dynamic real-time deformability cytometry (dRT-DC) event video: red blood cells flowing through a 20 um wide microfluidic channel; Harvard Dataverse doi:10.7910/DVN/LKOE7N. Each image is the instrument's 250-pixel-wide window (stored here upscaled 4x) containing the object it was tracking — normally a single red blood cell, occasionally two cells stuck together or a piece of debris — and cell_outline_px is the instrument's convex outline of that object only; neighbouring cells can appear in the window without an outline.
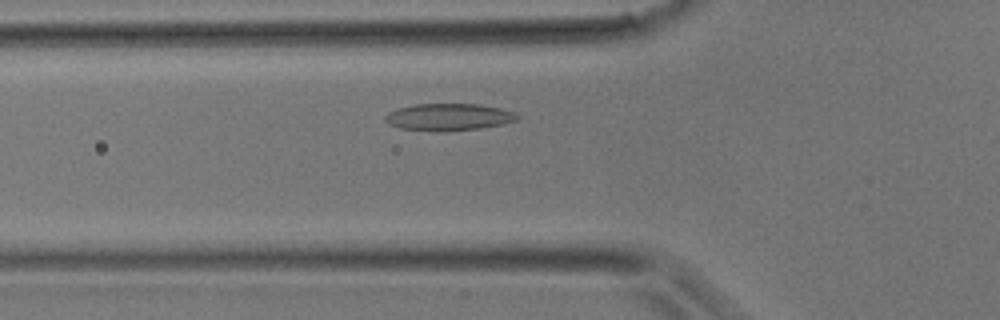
{"species": "common noctule bat (a hibernating species)", "species_latin": "Nyctalus noctula", "temperature_condition": "room temperature", "stored_images_in_passage": 33, "camera_frame_rate_fps": 3000, "um_per_image_px": 0.085, "animal": {"sex": "male", "body_mass_g": 17.9}, "frame": {"image": 1, "passage_image": 7, "time_ms": 2.0, "image_size_px": [1000, 320], "cell_outline_px": [[520, 116], [516, 120], [500, 124], [480, 128], [400, 128], [388, 124], [384, 120], [384, 116], [388, 112], [400, 108], [416, 104], [480, 104], [500, 108], [512, 112]], "centroid_in_image_um": [38.13, 9.89], "position_along_channel_um": 87.7, "area_um2": 19.54}}
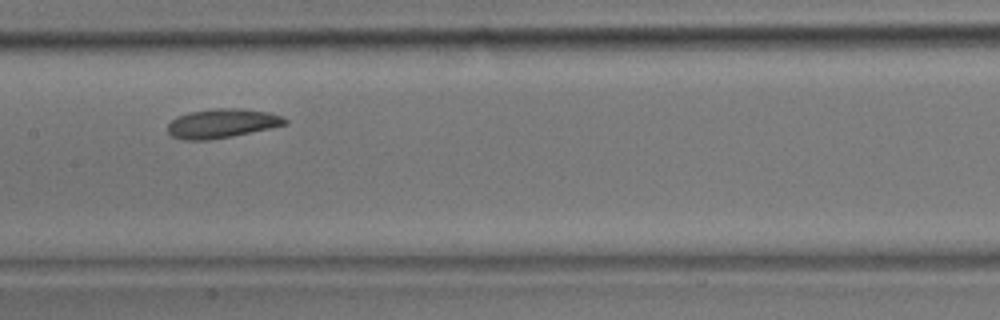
{"frame": {"image": 2, "passage_image": 13, "time_ms": 4.0, "image_size_px": [1000, 320], "cell_outline_px": [[288, 124], [272, 128], [212, 140], [184, 140], [172, 136], [168, 132], [168, 124], [176, 116], [192, 112], [216, 108], [240, 108], [268, 112], [284, 116], [288, 120]], "centroid_in_image_um": [18.91, 10.49], "position_along_channel_um": 188.5, "area_um2": 20.06}}
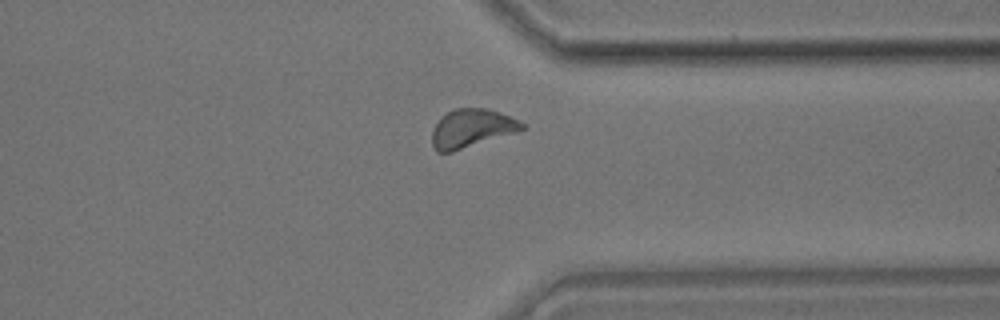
{"frame": {"image": 3, "passage_image": 24, "time_ms": 7.667, "image_size_px": [1000, 320], "cell_outline_px": [[524, 128], [516, 132], [452, 152], [436, 152], [432, 144], [432, 132], [436, 124], [452, 108], [484, 108], [500, 112], [524, 124]], "centroid_in_image_um": [40.06, 10.91], "position_along_channel_um": 371.3, "area_um2": 19.77}}